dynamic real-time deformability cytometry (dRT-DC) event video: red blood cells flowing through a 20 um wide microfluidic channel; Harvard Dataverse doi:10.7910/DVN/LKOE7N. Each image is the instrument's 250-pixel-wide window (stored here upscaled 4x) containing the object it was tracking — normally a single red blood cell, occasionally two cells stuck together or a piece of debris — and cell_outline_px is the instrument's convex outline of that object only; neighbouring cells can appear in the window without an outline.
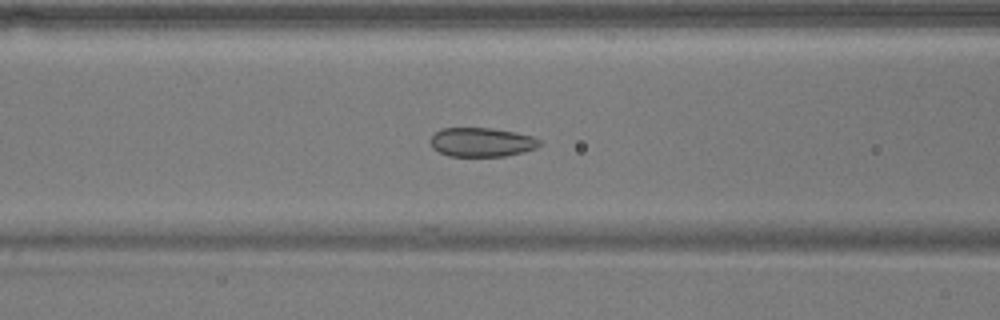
{"species": "common noctule bat (a hibernating species)", "species_latin": "Nyctalus noctula", "temperature_condition": "warm", "stored_images_in_passage": 38, "camera_frame_rate_fps": 3000, "um_per_image_px": 0.085, "animal": {"sex": "male", "body_mass_g": 17.9}, "frame": {"image": 1, "passage_image": 5, "time_ms": 1.333, "image_size_px": [1000, 320], "cell_outline_px": [[540, 144], [536, 148], [524, 152], [504, 156], [448, 156], [432, 148], [428, 140], [440, 128], [492, 128], [532, 136], [540, 140]], "centroid_in_image_um": [40.9, 12.09], "position_along_channel_um": 125.7, "area_um2": 18.5}}
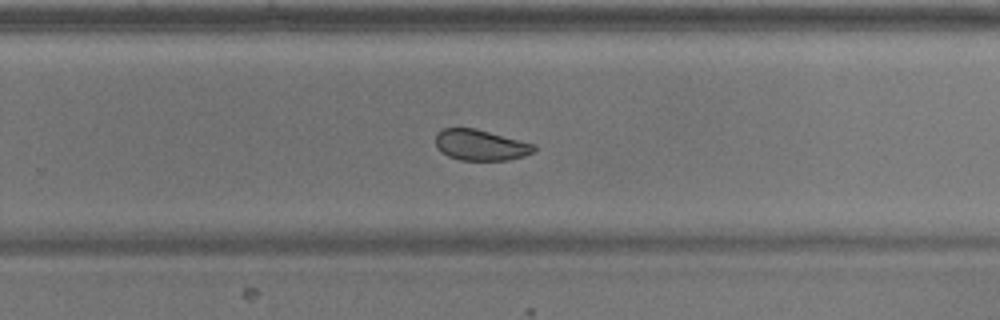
{"frame": {"image": 2, "passage_image": 18, "time_ms": 5.667, "image_size_px": [1000, 320], "cell_outline_px": [[536, 148], [532, 152], [524, 156], [508, 160], [460, 160], [448, 156], [440, 152], [436, 144], [436, 132], [444, 128], [476, 128], [536, 144]], "centroid_in_image_um": [40.84, 12.32], "position_along_channel_um": 289.0, "area_um2": 17.8}}
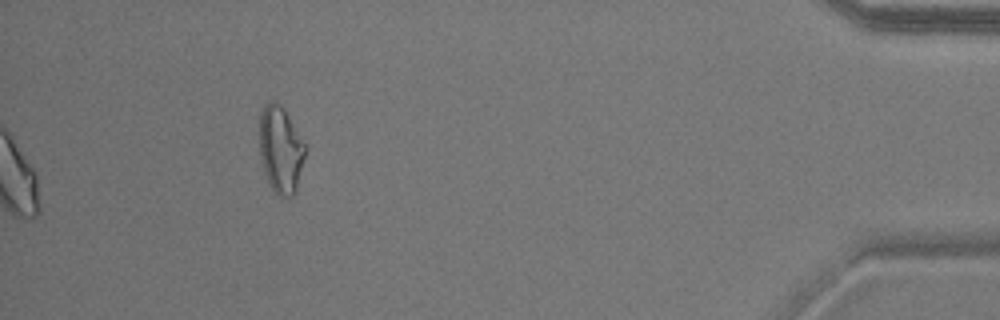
{"frame": {"image": 3, "passage_image": 38, "time_ms": 12.333, "image_size_px": [1000, 320], "cell_outline_px": [[308, 148], [296, 192], [288, 200], [280, 196], [272, 188], [264, 172], [260, 156], [260, 112], [264, 104], [272, 100], [280, 104], [284, 108]], "centroid_in_image_um": [23.89, 12.72], "position_along_channel_um": 411.3, "area_um2": 23.58}}